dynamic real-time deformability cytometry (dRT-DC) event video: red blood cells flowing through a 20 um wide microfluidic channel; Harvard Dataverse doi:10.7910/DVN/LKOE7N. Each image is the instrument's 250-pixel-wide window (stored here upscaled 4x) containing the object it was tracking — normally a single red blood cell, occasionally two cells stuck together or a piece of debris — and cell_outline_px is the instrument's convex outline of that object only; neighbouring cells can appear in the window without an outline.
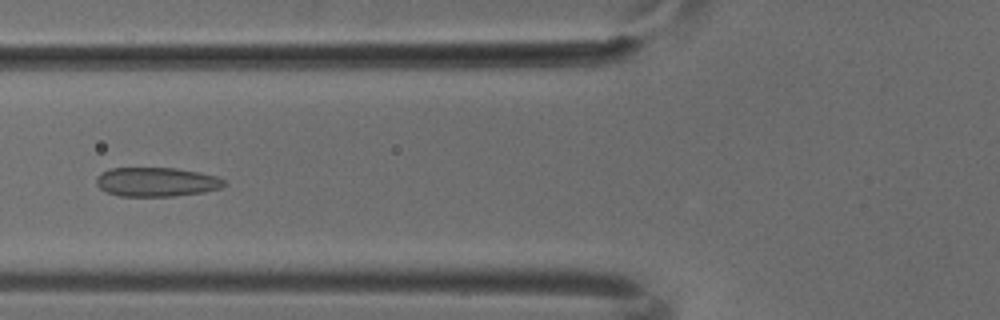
{"species": "common noctule bat (a hibernating species)", "species_latin": "Nyctalus noctula", "temperature_condition": "cold", "stored_images_in_passage": 6, "camera_frame_rate_fps": 3000, "um_per_image_px": 0.085, "animal": {"sex": "male", "body_mass_g": 18.8}, "frame": {"image": 1, "passage_image": 5, "time_ms": 1.333, "image_size_px": [1000, 320], "cell_outline_px": [[228, 184], [220, 188], [204, 192], [176, 196], [120, 196], [108, 192], [100, 188], [96, 184], [96, 176], [100, 172], [108, 168], [176, 168], [200, 172], [216, 176], [224, 180]], "centroid_in_image_um": [13.3, 15.46], "position_along_channel_um": 112.5, "area_um2": 21.91}}
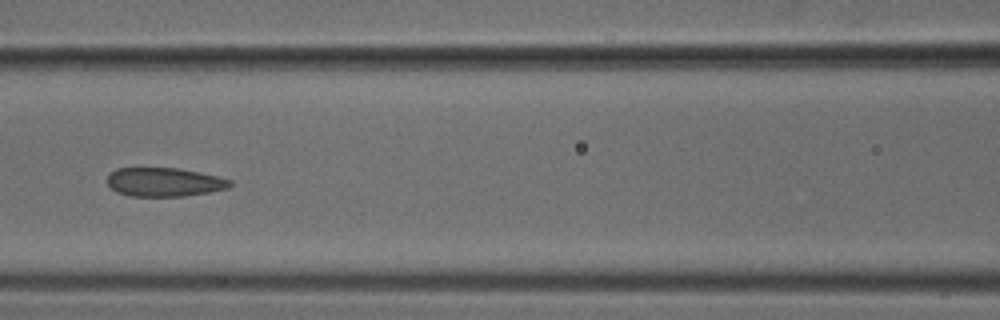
{"frame": {"image": 2, "passage_image": 6, "time_ms": 1.667, "image_size_px": [1000, 320], "cell_outline_px": [[232, 184], [228, 188], [208, 192], [184, 196], [132, 196], [116, 192], [108, 184], [108, 176], [116, 168], [180, 168], [220, 176], [232, 180]], "centroid_in_image_um": [14.0, 15.47], "position_along_channel_um": 152.6, "area_um2": 20.63}}